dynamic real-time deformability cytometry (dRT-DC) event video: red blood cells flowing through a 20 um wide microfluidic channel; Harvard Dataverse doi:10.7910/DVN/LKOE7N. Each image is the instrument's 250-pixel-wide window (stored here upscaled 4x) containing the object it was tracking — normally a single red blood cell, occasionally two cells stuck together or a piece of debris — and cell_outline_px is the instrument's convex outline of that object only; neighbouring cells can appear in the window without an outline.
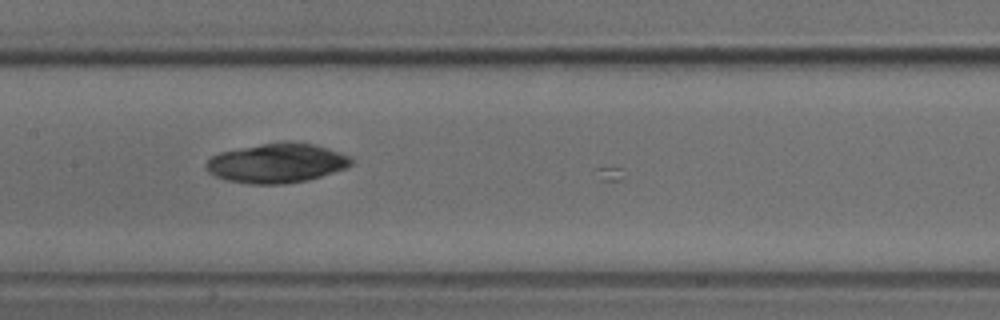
{"species": "common noctule bat (a hibernating species)", "species_latin": "Nyctalus noctula", "temperature_condition": "cold", "stored_images_in_passage": 13, "camera_frame_rate_fps": 3000, "um_per_image_px": 0.085, "animal": {"sex": "male", "body_mass_g": 18.8}, "frame": {"image": 1, "passage_image": 11, "time_ms": 3.333, "image_size_px": [1000, 320], "cell_outline_px": [[352, 164], [348, 168], [308, 180], [284, 184], [248, 184], [228, 180], [216, 176], [208, 172], [204, 168], [204, 164], [212, 156], [220, 152], [284, 140], [316, 144], [328, 148], [348, 156], [352, 160]], "centroid_in_image_um": [23.53, 13.86], "position_along_channel_um": 183.9, "area_um2": 33.52}}